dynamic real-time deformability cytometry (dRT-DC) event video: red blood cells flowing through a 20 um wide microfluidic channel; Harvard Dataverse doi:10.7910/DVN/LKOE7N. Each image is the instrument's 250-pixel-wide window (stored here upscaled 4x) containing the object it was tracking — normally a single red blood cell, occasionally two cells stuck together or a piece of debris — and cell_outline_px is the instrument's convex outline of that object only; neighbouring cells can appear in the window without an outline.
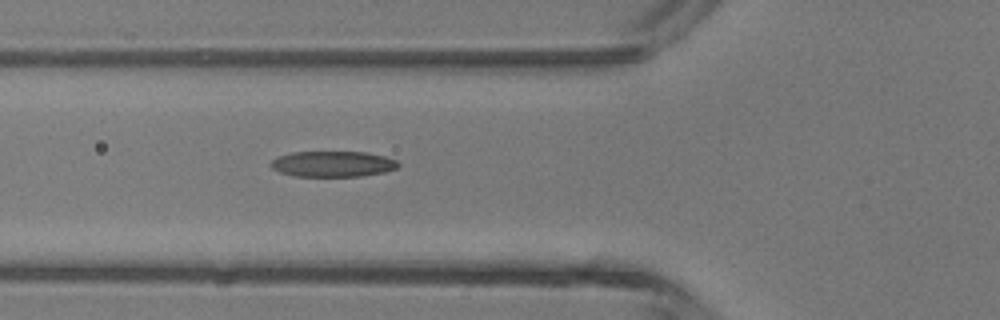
{"species": "common noctule bat (a hibernating species)", "species_latin": "Nyctalus noctula", "temperature_condition": "room temperature", "stored_images_in_passage": 2, "camera_frame_rate_fps": 3000, "um_per_image_px": 0.085, "animal": {"sex": "male", "body_mass_g": 13.3}, "frame": {"image": 1, "passage_image": 2, "time_ms": 1.333, "image_size_px": [1000, 320], "cell_outline_px": [[400, 164], [396, 168], [384, 172], [360, 176], [296, 176], [280, 172], [272, 168], [272, 160], [280, 156], [292, 152], [368, 152], [384, 156], [396, 160]], "centroid_in_image_um": [28.32, 13.93], "position_along_channel_um": 97.5, "area_um2": 18.9}}